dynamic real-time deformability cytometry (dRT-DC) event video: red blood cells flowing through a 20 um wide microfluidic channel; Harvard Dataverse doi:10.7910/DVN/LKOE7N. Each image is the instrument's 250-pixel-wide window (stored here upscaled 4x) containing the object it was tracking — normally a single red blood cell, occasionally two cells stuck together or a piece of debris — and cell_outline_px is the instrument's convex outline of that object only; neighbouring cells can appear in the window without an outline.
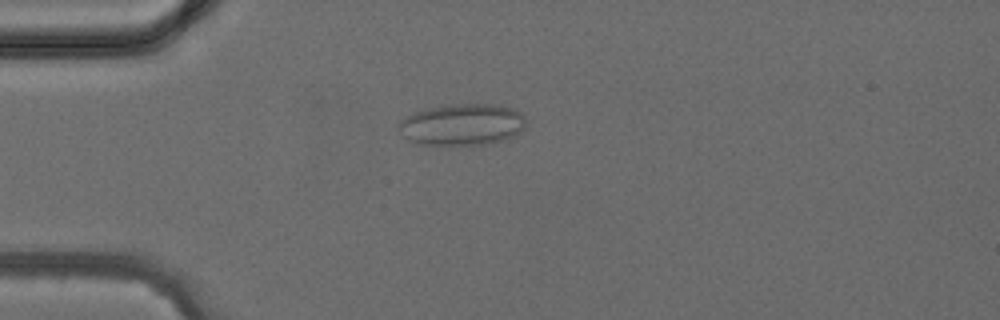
{"species": "common noctule bat (a hibernating species)", "species_latin": "Nyctalus noctula", "temperature_condition": "cold", "stored_images_in_passage": 4, "camera_frame_rate_fps": 3000, "um_per_image_px": 0.085, "animal": {"sex": "female", "body_mass_g": 24.6, "forearm_length_mm": 56.2}, "frame": {"image": 1, "passage_image": 3, "time_ms": 2.667, "image_size_px": [1000, 320], "cell_outline_px": [[524, 128], [520, 132], [504, 140], [484, 144], [420, 144], [408, 140], [396, 128], [396, 124], [404, 116], [412, 112], [428, 108], [448, 104], [492, 104], [512, 108], [520, 112], [524, 116]], "centroid_in_image_um": [39.22, 10.57], "position_along_channel_um": 45.8, "area_um2": 30.92}}